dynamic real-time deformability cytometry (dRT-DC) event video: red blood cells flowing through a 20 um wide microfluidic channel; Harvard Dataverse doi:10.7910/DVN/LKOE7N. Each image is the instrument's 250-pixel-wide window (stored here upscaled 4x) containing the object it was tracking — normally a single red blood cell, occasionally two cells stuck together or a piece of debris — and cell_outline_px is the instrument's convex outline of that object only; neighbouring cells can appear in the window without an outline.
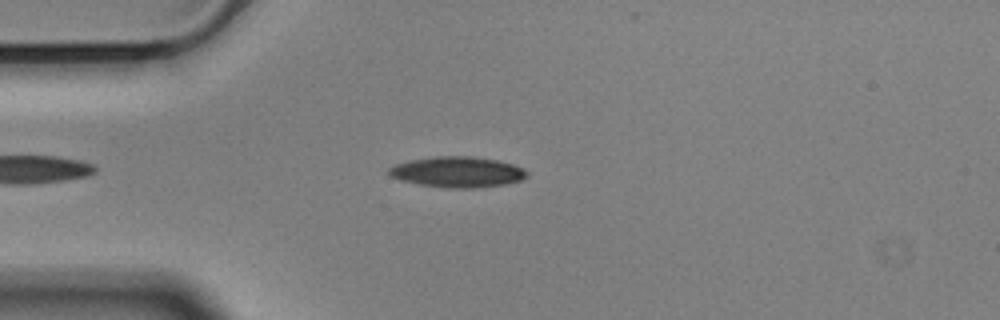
{"species": "Egyptian fruit bat (a non-hibernating species)", "species_latin": "Rousettus aegyptiacus", "temperature_condition": "cold", "stored_images_in_passage": 43, "camera_frame_rate_fps": 3000, "um_per_image_px": 0.085, "animal": {"sex": "male"}, "frame": {"image": 1, "passage_image": 7, "time_ms": 2.0, "image_size_px": [1000, 320], "cell_outline_px": [[528, 176], [520, 180], [504, 184], [476, 188], [448, 188], [420, 184], [400, 180], [392, 176], [388, 172], [388, 168], [396, 164], [408, 160], [436, 156], [472, 156], [496, 160], [512, 164], [524, 168], [528, 172]], "centroid_in_image_um": [38.89, 14.61], "position_along_channel_um": 46.1, "area_um2": 24.62}}
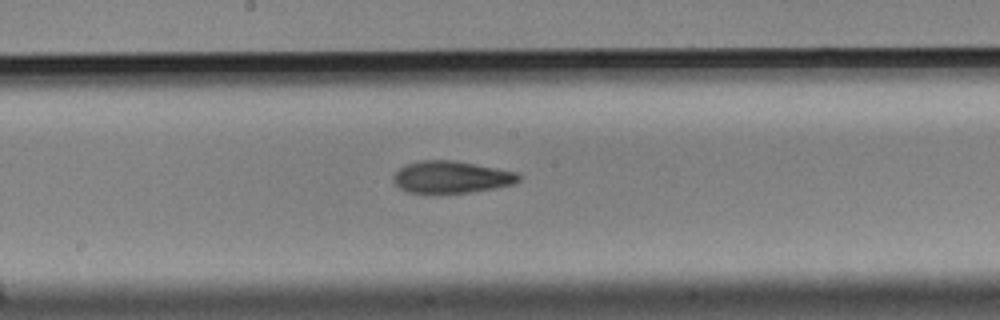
{"frame": {"image": 2, "passage_image": 22, "time_ms": 7.0, "image_size_px": [1000, 320], "cell_outline_px": [[520, 180], [512, 184], [496, 188], [472, 192], [408, 192], [400, 188], [392, 180], [392, 176], [404, 164], [420, 160], [456, 160], [516, 172], [520, 176]], "centroid_in_image_um": [38.35, 15.03], "position_along_channel_um": 209.9, "area_um2": 23.29}}
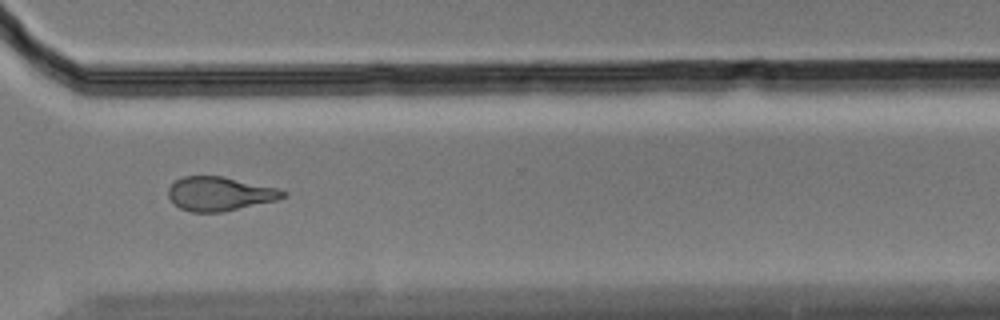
{"frame": {"image": 3, "passage_image": 34, "time_ms": 11.0, "image_size_px": [1000, 320], "cell_outline_px": [[288, 196], [276, 200], [220, 212], [192, 212], [180, 208], [168, 196], [168, 188], [176, 180], [184, 176], [224, 176], [280, 188], [288, 192]], "centroid_in_image_um": [18.72, 16.45], "position_along_channel_um": 351.9, "area_um2": 22.72}, "authors_computed_cell_mechanics": {"area_um2": 23.5824, "velocity_mm_per_s": 3.5625, "shape_relaxation_time_tau1_ms": 6.4777, "shape_relaxation_time_tau2_ms": 3.0206, "deformation_change_tau1": 0.1808, "deformation_change_tau2": 0.1103}}